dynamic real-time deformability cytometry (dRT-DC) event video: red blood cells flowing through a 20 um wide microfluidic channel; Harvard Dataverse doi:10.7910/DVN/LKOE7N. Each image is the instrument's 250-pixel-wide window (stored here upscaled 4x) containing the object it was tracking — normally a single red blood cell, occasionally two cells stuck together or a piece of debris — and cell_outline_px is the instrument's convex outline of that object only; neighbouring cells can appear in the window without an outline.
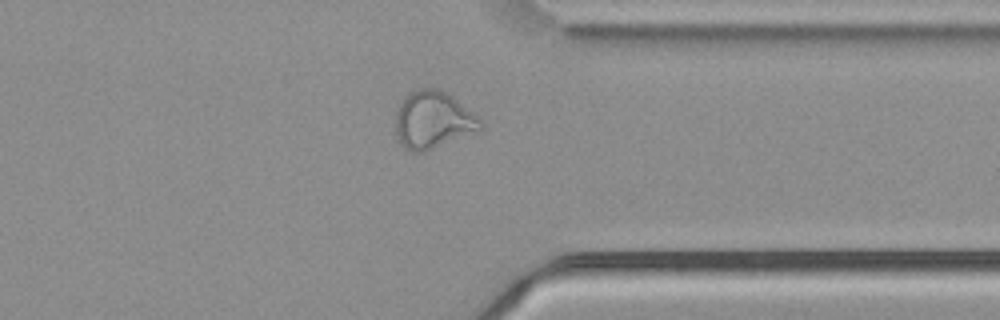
{"species": "common noctule bat (a hibernating species)", "species_latin": "Nyctalus noctula", "temperature_condition": "cold", "stored_images_in_passage": 50, "camera_frame_rate_fps": 3000, "um_per_image_px": 0.085, "animal": {"sex": "male", "body_mass_g": 21.5, "forearm_length_mm": 52.0}, "frame": {"image": 1, "passage_image": 38, "time_ms": 12.333, "image_size_px": [1000, 320], "cell_outline_px": [[484, 128], [480, 132], [420, 152], [412, 152], [404, 148], [400, 144], [396, 136], [396, 116], [400, 104], [408, 92], [420, 88], [440, 88], [452, 96], [472, 112], [484, 124]], "centroid_in_image_um": [36.82, 10.2], "position_along_channel_um": 374.6, "area_um2": 28.44}}
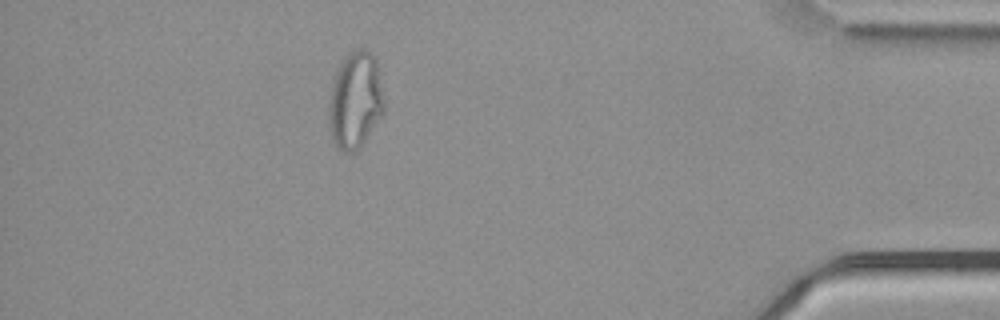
{"frame": {"image": 2, "passage_image": 44, "time_ms": 14.333, "image_size_px": [1000, 320], "cell_outline_px": [[384, 112], [364, 144], [352, 152], [344, 152], [336, 148], [332, 140], [328, 128], [328, 104], [332, 76], [348, 52], [360, 48], [368, 48], [376, 56], [384, 100]], "centroid_in_image_um": [30.17, 8.52], "position_along_channel_um": 405.0, "area_um2": 32.19}, "authors_computed_cell_mechanics": {"area_um2": 29.7381, "velocity_mm_per_s": 3.745, "shape_relaxation_time_tau1_ms": null, "shape_relaxation_time_tau2_ms": 1.6059, "deformation_change_tau1": null, "deformation_change_tau2": 0.0917}}